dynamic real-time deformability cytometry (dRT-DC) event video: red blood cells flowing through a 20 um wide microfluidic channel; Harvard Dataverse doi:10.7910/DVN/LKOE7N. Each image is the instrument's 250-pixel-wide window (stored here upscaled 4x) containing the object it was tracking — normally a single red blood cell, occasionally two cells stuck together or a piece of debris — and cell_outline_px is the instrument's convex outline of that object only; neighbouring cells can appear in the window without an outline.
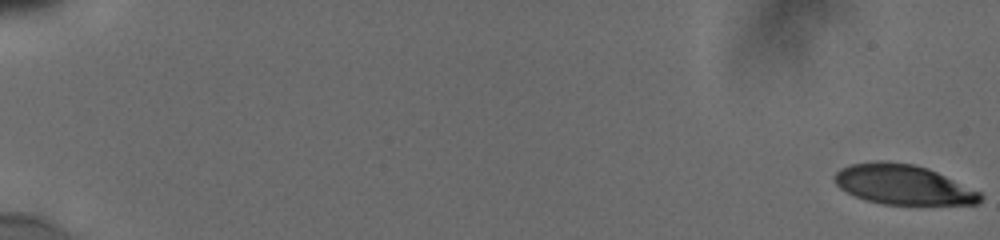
{"species": "human", "species_latin": "Homo sapiens", "temperature_condition": "cold", "stored_images_in_passage": 26, "camera_frame_rate_fps": 3000, "um_per_image_px": 0.085, "donor": {"sex": "male"}, "frame": {"image": 1, "passage_image": 1, "time_ms": 0.0, "image_size_px": [1000, 240], "cell_outline_px": [[984, 196], [976, 204], [884, 204], [868, 200], [856, 196], [840, 188], [836, 184], [836, 172], [840, 168], [852, 164], [876, 160], [888, 160], [912, 164], [928, 168], [980, 192]], "centroid_in_image_um": [76.76, 15.67], "position_along_channel_um": 8.2, "area_um2": 33.47}}
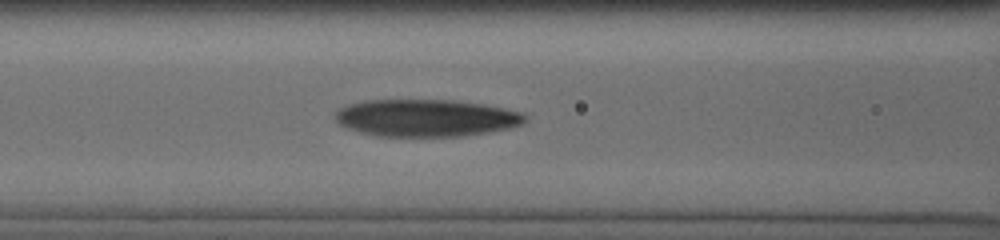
{"frame": {"image": 2, "passage_image": 21, "time_ms": 8.667, "image_size_px": [1000, 240], "cell_outline_px": [[524, 120], [520, 124], [512, 128], [464, 136], [376, 136], [360, 132], [348, 128], [340, 124], [336, 120], [336, 112], [340, 108], [348, 104], [364, 100], [452, 100], [480, 104], [520, 112], [524, 116]], "centroid_in_image_um": [36.16, 10.03], "position_along_channel_um": 130.4, "area_um2": 40.81}}
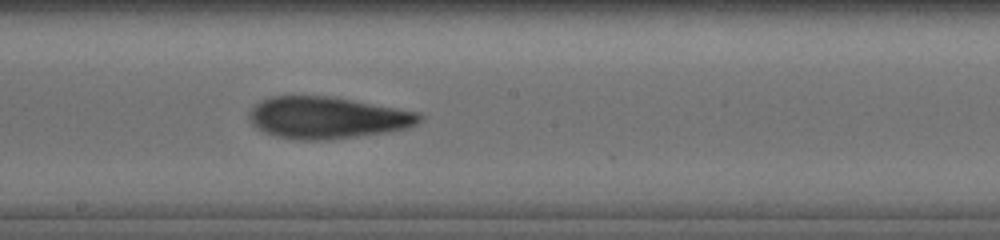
{"frame": {"image": 3, "passage_image": 26, "time_ms": 11.0, "image_size_px": [1000, 240], "cell_outline_px": [[424, 120], [408, 128], [388, 132], [328, 140], [300, 140], [276, 136], [264, 132], [256, 128], [248, 120], [248, 112], [260, 100], [272, 96], [336, 96], [420, 112], [424, 116]], "centroid_in_image_um": [27.85, 9.99], "position_along_channel_um": 220.4, "area_um2": 42.14}}